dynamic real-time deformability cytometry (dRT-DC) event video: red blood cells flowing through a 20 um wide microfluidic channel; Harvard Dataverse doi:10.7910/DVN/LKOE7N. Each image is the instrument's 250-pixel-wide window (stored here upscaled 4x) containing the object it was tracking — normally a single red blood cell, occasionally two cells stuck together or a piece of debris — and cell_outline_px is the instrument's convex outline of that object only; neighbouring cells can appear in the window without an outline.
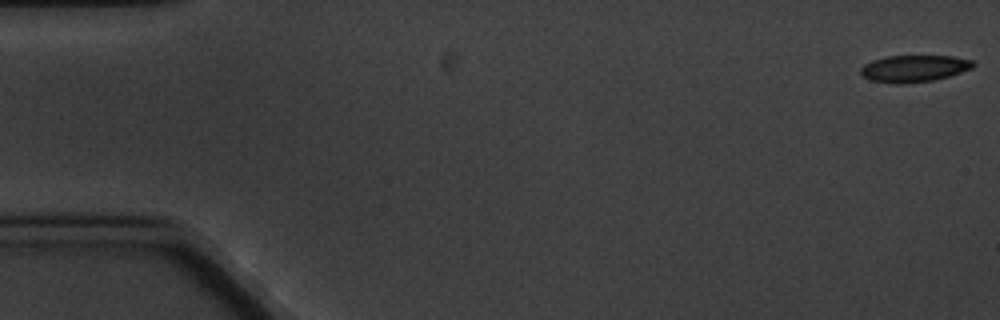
{"species": "common noctule bat (a hibernating species)", "species_latin": "Nyctalus noctula", "temperature_condition": "cold", "stored_images_in_passage": 8, "camera_frame_rate_fps": 3000, "um_per_image_px": 0.085, "animal": {"sex": "male", "body_mass_g": 20.1, "forearm_length_mm": 53.5}, "frame": {"image": 1, "passage_image": 1, "time_ms": 0.0, "image_size_px": [1000, 320], "cell_outline_px": [[976, 64], [972, 68], [948, 76], [932, 80], [904, 84], [896, 84], [868, 80], [860, 72], [860, 68], [864, 64], [872, 60], [884, 56], [952, 56], [972, 60]], "centroid_in_image_um": [77.65, 5.82], "position_along_channel_um": 7.3, "area_um2": 17.63}}
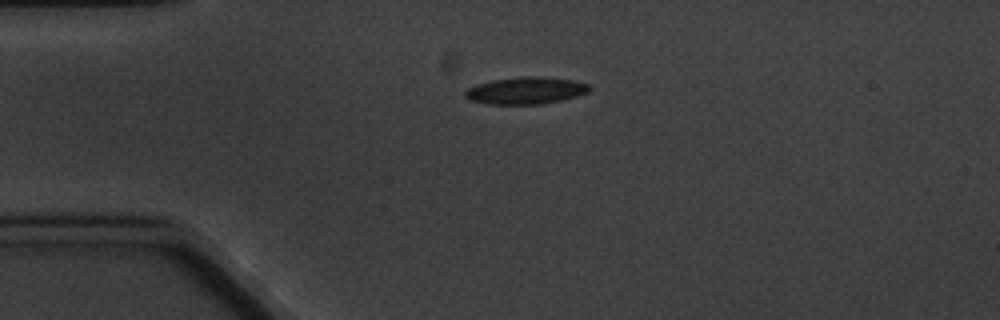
{"frame": {"image": 2, "passage_image": 5, "time_ms": 4.333, "image_size_px": [1000, 320], "cell_outline_px": [[592, 88], [588, 92], [576, 96], [560, 100], [540, 104], [488, 104], [468, 100], [464, 96], [464, 92], [468, 88], [476, 84], [492, 80], [524, 76], [540, 76], [572, 80], [588, 84]], "centroid_in_image_um": [44.66, 7.69], "position_along_channel_um": 40.3, "area_um2": 19.59}}